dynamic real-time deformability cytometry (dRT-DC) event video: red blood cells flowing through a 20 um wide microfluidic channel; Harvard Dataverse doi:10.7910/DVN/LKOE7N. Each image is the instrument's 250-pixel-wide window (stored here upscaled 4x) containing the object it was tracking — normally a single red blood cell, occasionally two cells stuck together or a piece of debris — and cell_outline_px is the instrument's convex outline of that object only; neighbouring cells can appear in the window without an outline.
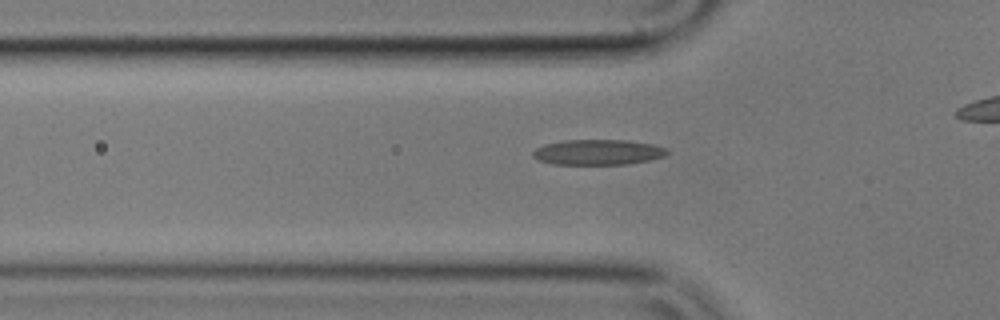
{"species": "common noctule bat (a hibernating species)", "species_latin": "Nyctalus noctula", "temperature_condition": "cold", "stored_images_in_passage": 43, "camera_frame_rate_fps": 3000, "um_per_image_px": 0.085, "animal": {"sex": "male", "body_mass_g": 17.9}, "frame": {"image": 1, "passage_image": 16, "time_ms": 5.0, "image_size_px": [1000, 320], "cell_outline_px": [[668, 152], [664, 156], [648, 160], [628, 164], [552, 164], [536, 160], [532, 156], [532, 152], [536, 148], [544, 144], [564, 140], [628, 140], [652, 144], [668, 148]], "centroid_in_image_um": [50.79, 12.93], "position_along_channel_um": 75.0, "area_um2": 19.94}}
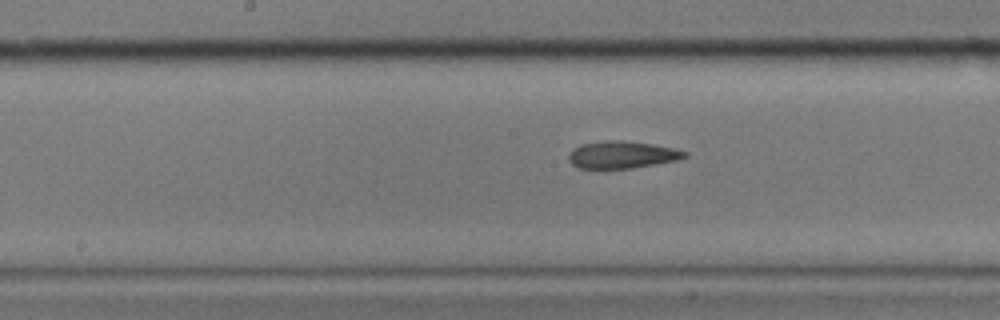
{"frame": {"image": 2, "passage_image": 26, "time_ms": 8.333, "image_size_px": [1000, 320], "cell_outline_px": [[688, 156], [676, 160], [632, 168], [576, 168], [568, 160], [568, 156], [580, 144], [604, 140], [620, 140], [652, 144], [672, 148], [688, 152]], "centroid_in_image_um": [52.86, 13.15], "position_along_channel_um": 195.3, "area_um2": 18.21}}
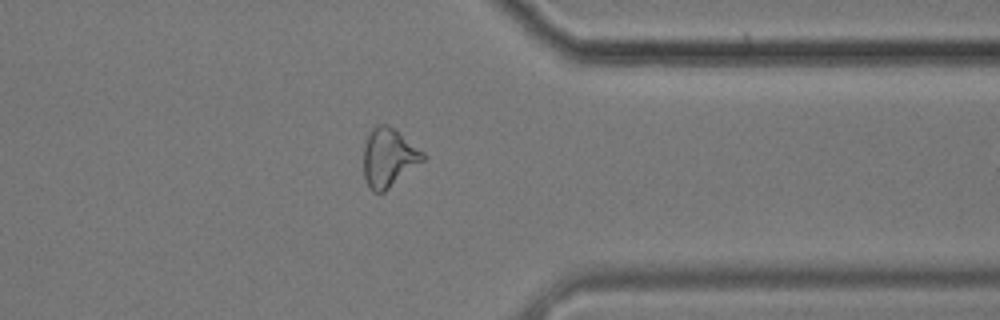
{"frame": {"image": 3, "passage_image": 42, "time_ms": 13.667, "image_size_px": [1000, 320], "cell_outline_px": [[428, 156], [424, 160], [384, 192], [372, 192], [364, 176], [364, 144], [372, 128], [376, 124], [388, 124], [424, 152]], "centroid_in_image_um": [33.04, 13.38], "position_along_channel_um": 378.4, "area_um2": 20.11}}